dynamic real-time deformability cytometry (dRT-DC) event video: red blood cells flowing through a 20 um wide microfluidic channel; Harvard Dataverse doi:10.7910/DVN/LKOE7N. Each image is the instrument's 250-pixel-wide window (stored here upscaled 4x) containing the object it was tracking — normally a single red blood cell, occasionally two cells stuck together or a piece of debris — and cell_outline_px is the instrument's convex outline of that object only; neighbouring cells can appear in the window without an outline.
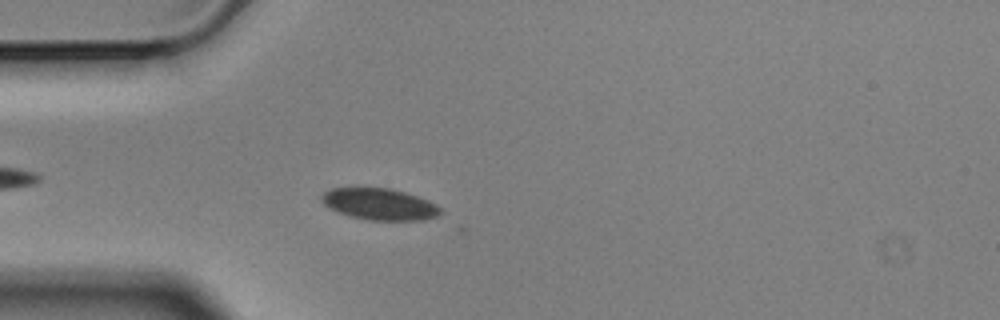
{"species": "Egyptian fruit bat (a non-hibernating species)", "species_latin": "Rousettus aegyptiacus", "temperature_condition": "cold", "stored_images_in_passage": 34, "camera_frame_rate_fps": 3000, "um_per_image_px": 0.085, "animal": {"sex": "male"}, "frame": {"image": 1, "passage_image": 15, "time_ms": 4.667, "image_size_px": [1000, 320], "cell_outline_px": [[444, 212], [436, 216], [424, 220], [368, 220], [348, 216], [336, 212], [328, 208], [320, 200], [320, 196], [324, 192], [332, 188], [356, 184], [388, 188], [404, 192], [428, 200], [436, 204]], "centroid_in_image_um": [32.17, 17.31], "position_along_channel_um": 52.8, "area_um2": 22.77}}
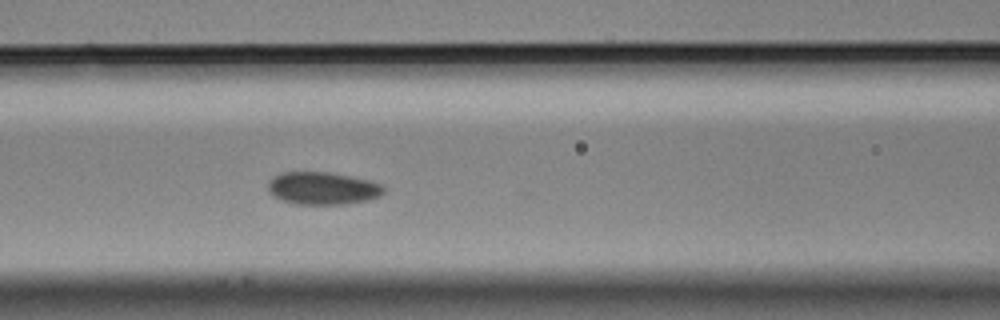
{"frame": {"image": 2, "passage_image": 23, "time_ms": 7.333, "image_size_px": [1000, 320], "cell_outline_px": [[384, 192], [380, 196], [368, 200], [344, 204], [296, 204], [280, 200], [272, 196], [268, 192], [268, 184], [272, 176], [284, 172], [328, 172], [368, 180], [380, 184], [384, 188]], "centroid_in_image_um": [27.38, 16.01], "position_along_channel_um": 139.2, "area_um2": 21.96}}
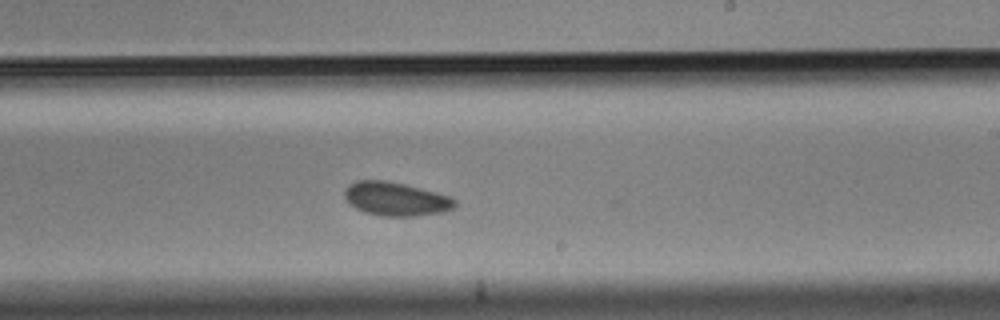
{"frame": {"image": 3, "passage_image": 33, "time_ms": 10.667, "image_size_px": [1000, 320], "cell_outline_px": [[456, 204], [452, 208], [444, 212], [416, 216], [384, 216], [364, 212], [348, 204], [344, 196], [344, 192], [348, 184], [356, 180], [384, 180], [404, 184], [452, 196], [456, 200]], "centroid_in_image_um": [33.63, 16.91], "position_along_channel_um": 255.4, "area_um2": 21.79}}